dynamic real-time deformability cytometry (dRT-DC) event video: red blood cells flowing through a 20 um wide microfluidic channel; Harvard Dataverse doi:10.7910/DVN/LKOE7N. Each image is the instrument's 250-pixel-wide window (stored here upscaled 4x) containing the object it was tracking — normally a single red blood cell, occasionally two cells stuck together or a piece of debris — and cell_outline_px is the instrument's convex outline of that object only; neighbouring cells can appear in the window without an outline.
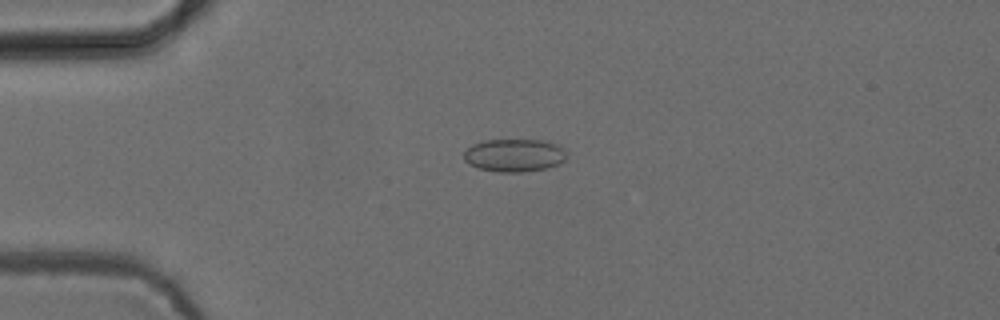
{"species": "common noctule bat (a hibernating species)", "species_latin": "Nyctalus noctula", "temperature_condition": "cold", "stored_images_in_passage": 46, "camera_frame_rate_fps": 3000, "um_per_image_px": 0.085, "animal": {"sex": "female", "body_mass_g": 24.6, "forearm_length_mm": 56.2}, "frame": {"image": 1, "passage_image": 6, "time_ms": 1.667, "image_size_px": [1000, 320], "cell_outline_px": [[568, 156], [560, 164], [548, 168], [524, 172], [496, 172], [480, 168], [464, 160], [464, 152], [472, 144], [484, 140], [544, 140], [568, 148]], "centroid_in_image_um": [43.8, 13.19], "position_along_channel_um": 41.2, "area_um2": 20.0}}
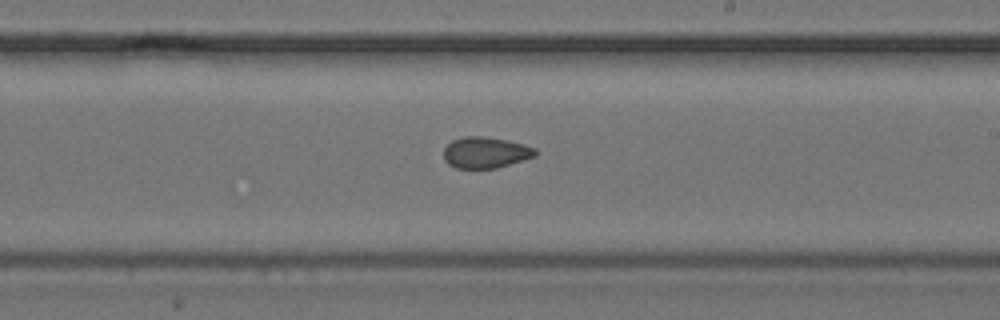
{"frame": {"image": 2, "passage_image": 24, "time_ms": 7.667, "image_size_px": [1000, 320], "cell_outline_px": [[536, 156], [496, 168], [456, 168], [448, 164], [444, 160], [444, 148], [452, 140], [464, 136], [484, 136], [508, 140], [536, 148]], "centroid_in_image_um": [41.25, 12.96], "position_along_channel_um": 247.7, "area_um2": 16.65}}
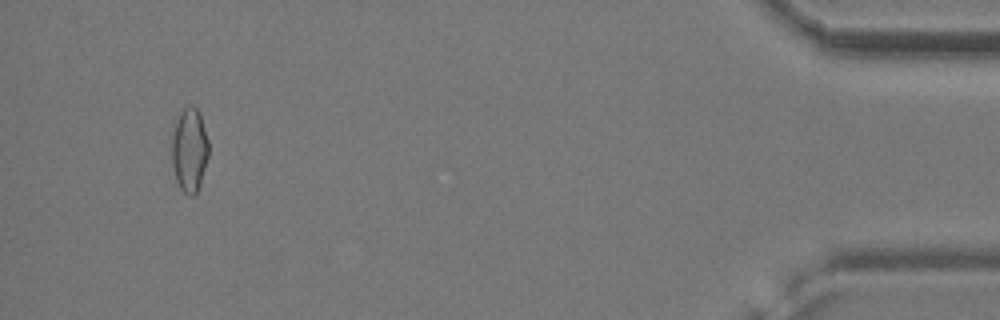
{"frame": {"image": 3, "passage_image": 43, "time_ms": 14.0, "image_size_px": [1000, 320], "cell_outline_px": [[208, 156], [200, 184], [196, 192], [192, 196], [188, 196], [180, 188], [176, 180], [172, 164], [172, 124], [176, 116], [184, 108], [196, 108], [200, 116], [208, 140]], "centroid_in_image_um": [16.07, 12.75], "position_along_channel_um": 419.1, "area_um2": 17.98}}